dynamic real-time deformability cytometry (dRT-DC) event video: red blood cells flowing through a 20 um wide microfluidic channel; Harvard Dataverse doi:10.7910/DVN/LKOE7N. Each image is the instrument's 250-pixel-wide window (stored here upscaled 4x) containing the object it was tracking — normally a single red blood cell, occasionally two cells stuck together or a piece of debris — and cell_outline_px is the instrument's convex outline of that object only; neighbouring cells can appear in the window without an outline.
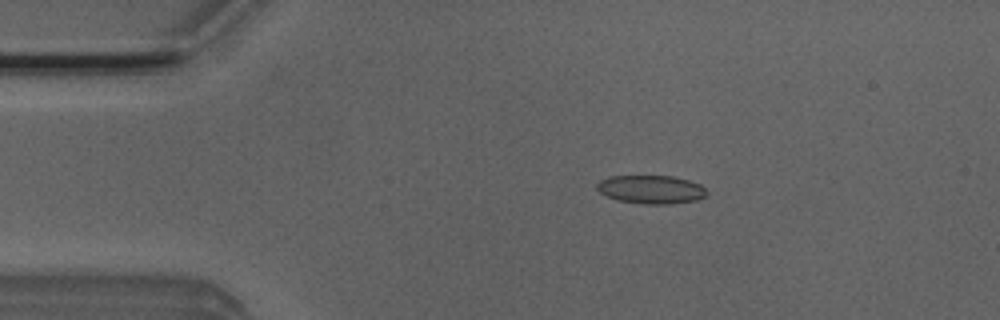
{"species": "Egyptian fruit bat (a non-hibernating species)", "species_latin": "Rousettus aegyptiacus", "temperature_condition": "room temperature", "stored_images_in_passage": 52, "camera_frame_rate_fps": 3000, "um_per_image_px": 0.085, "animal": {"sex": "male"}, "frame": {"image": 1, "passage_image": 10, "time_ms": 3.0, "image_size_px": [1000, 320], "cell_outline_px": [[708, 192], [704, 196], [696, 200], [668, 204], [644, 204], [616, 200], [600, 192], [596, 188], [596, 184], [600, 180], [608, 176], [672, 176], [688, 180], [700, 184]], "centroid_in_image_um": [55.31, 16.1], "position_along_channel_um": 29.7, "area_um2": 18.15}}
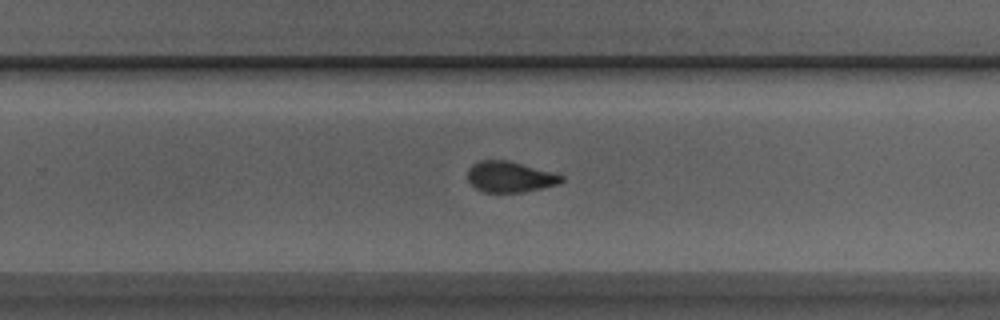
{"frame": {"image": 2, "passage_image": 33, "time_ms": 10.667, "image_size_px": [1000, 320], "cell_outline_px": [[564, 180], [560, 184], [524, 192], [484, 192], [476, 188], [468, 180], [468, 168], [472, 164], [480, 160], [508, 160], [564, 176]], "centroid_in_image_um": [43.33, 15.03], "position_along_channel_um": 286.5, "area_um2": 16.76}}
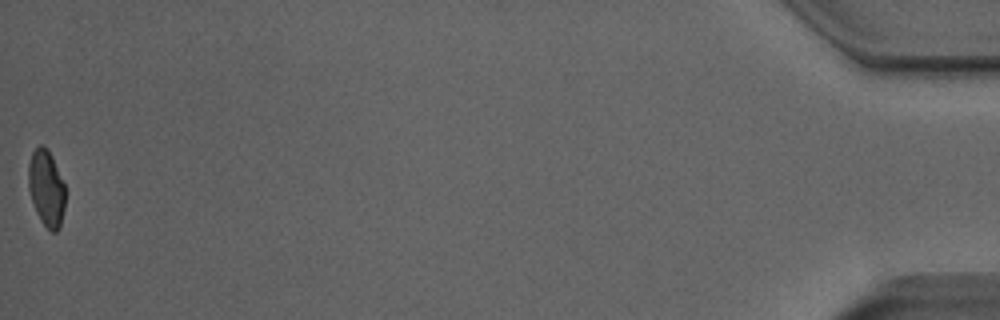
{"frame": {"image": 3, "passage_image": 52, "time_ms": 17.0, "image_size_px": [1000, 320], "cell_outline_px": [[64, 208], [60, 228], [56, 232], [52, 232], [40, 220], [36, 212], [28, 188], [28, 164], [32, 152], [40, 144], [48, 148], [52, 156], [64, 184]], "centroid_in_image_um": [3.93, 15.98], "position_along_channel_um": 431.3, "area_um2": 16.36}, "authors_computed_cell_mechanics": {"area_um2": 17.7157, "velocity_mm_per_s": 3.9692, "shape_relaxation_time_tau1_ms": 10.3448, "shape_relaxation_time_tau2_ms": 1.1512, "deformation_change_tau1": 0.1938, "deformation_change_tau2": 0.0776}}